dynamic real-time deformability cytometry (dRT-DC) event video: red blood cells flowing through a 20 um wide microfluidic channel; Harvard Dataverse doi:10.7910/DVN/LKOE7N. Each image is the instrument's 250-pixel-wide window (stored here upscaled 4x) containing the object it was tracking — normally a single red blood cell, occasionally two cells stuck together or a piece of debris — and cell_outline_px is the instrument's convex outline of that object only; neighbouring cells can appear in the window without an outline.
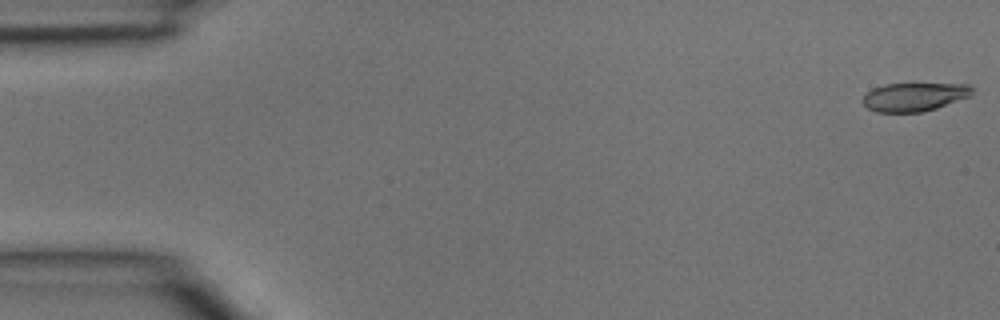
{"species": "common noctule bat (a hibernating species)", "species_latin": "Nyctalus noctula", "temperature_condition": "room temperature", "stored_images_in_passage": 4, "camera_frame_rate_fps": 3000, "um_per_image_px": 0.085, "animal": {"sex": "male", "body_mass_g": 15.6}, "frame": {"image": 1, "passage_image": 1, "time_ms": 0.0, "image_size_px": [1000, 320], "cell_outline_px": [[972, 92], [968, 96], [936, 108], [920, 112], [876, 112], [868, 108], [864, 104], [864, 96], [872, 88], [884, 84], [968, 84], [972, 88]], "centroid_in_image_um": [77.68, 8.23], "position_along_channel_um": 7.3, "area_um2": 17.8}}
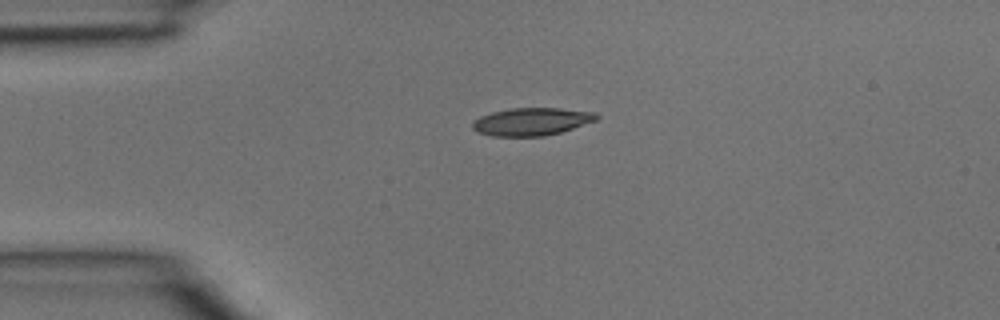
{"frame": {"image": 2, "passage_image": 3, "time_ms": 0.667, "image_size_px": [1000, 320], "cell_outline_px": [[600, 116], [596, 120], [560, 132], [544, 136], [492, 136], [476, 132], [472, 128], [472, 120], [480, 116], [492, 112], [508, 108], [560, 108], [596, 112]], "centroid_in_image_um": [45.15, 10.33], "position_along_channel_um": 39.9, "area_um2": 20.11}}
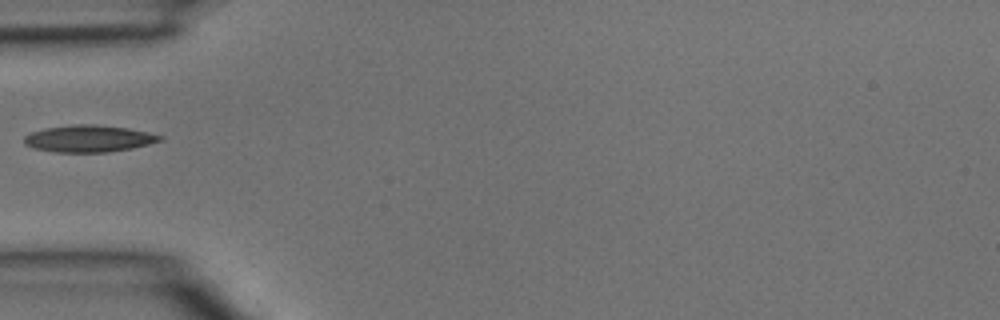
{"frame": {"image": 3, "passage_image": 4, "time_ms": 1.0, "image_size_px": [1000, 320], "cell_outline_px": [[164, 140], [132, 148], [108, 152], [56, 152], [32, 148], [24, 144], [24, 136], [32, 132], [44, 128], [72, 124], [96, 124], [128, 128], [148, 132], [164, 136]], "centroid_in_image_um": [7.55, 11.77], "position_along_channel_um": 77.5, "area_um2": 21.44}}